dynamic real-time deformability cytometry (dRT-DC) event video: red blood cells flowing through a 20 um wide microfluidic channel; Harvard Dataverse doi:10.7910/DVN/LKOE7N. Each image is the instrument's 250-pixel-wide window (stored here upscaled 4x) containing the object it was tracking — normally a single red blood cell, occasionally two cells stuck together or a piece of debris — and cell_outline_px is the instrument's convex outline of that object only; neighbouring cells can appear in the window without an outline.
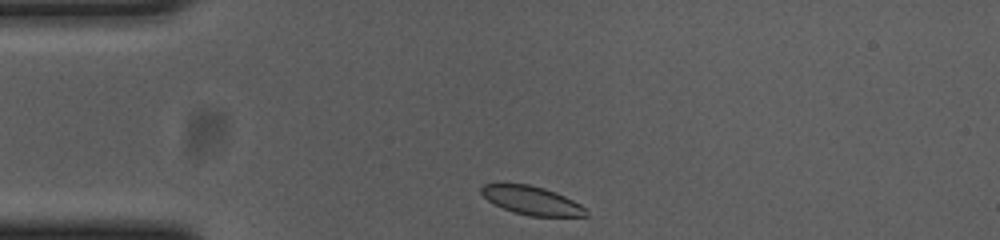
{"species": "common noctule bat (a hibernating species)", "species_latin": "Nyctalus noctula", "temperature_condition": "cold", "stored_images_in_passage": 34, "camera_frame_rate_fps": 3000, "um_per_image_px": 0.085, "animal": {"sex": "female", "body_mass_g": 23.0, "forearm_length_mm": 53.4}, "frame": {"image": 1, "passage_image": 1, "time_ms": 0.0, "image_size_px": [1000, 240], "cell_outline_px": [[588, 216], [528, 216], [512, 212], [488, 200], [480, 192], [480, 188], [484, 184], [528, 184], [544, 188], [564, 196], [580, 204], [588, 212]], "centroid_in_image_um": [45.2, 17.05], "position_along_channel_um": 39.8, "area_um2": 17.17}}
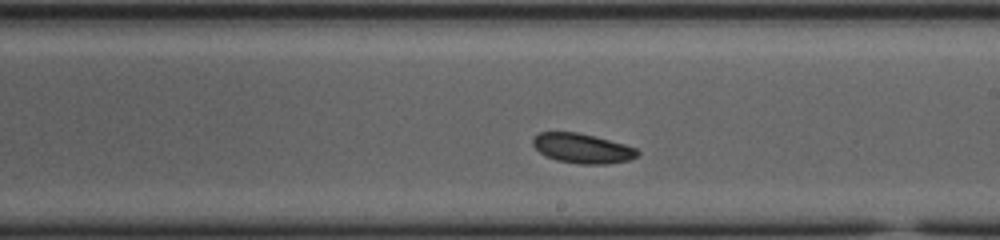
{"frame": {"image": 2, "passage_image": 20, "time_ms": 6.333, "image_size_px": [1000, 240], "cell_outline_px": [[640, 152], [636, 156], [628, 160], [608, 164], [580, 164], [556, 160], [544, 156], [532, 144], [532, 140], [540, 132], [576, 132], [596, 136], [624, 144], [636, 148]], "centroid_in_image_um": [49.49, 12.61], "position_along_channel_um": 239.5, "area_um2": 18.09}}
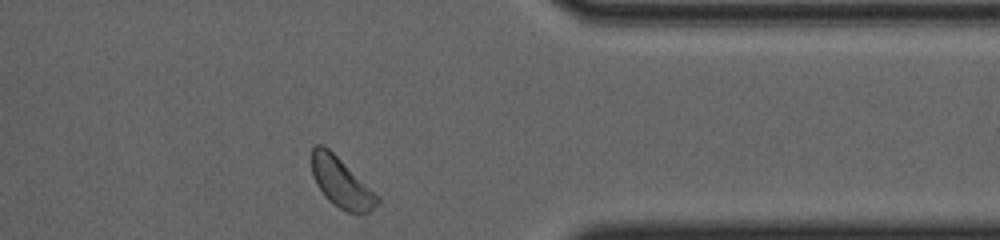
{"frame": {"image": 3, "passage_image": 33, "time_ms": 10.667, "image_size_px": [1000, 240], "cell_outline_px": [[380, 204], [368, 212], [348, 212], [332, 204], [324, 196], [316, 184], [312, 176], [312, 148], [316, 144], [320, 144], [328, 148], [380, 196]], "centroid_in_image_um": [29.01, 15.53], "position_along_channel_um": 382.4, "area_um2": 19.02}, "authors_computed_cell_mechanics": {"area_um2": 18.3515, "velocity_mm_per_s": 3.5971, "shape_relaxation_time_tau1_ms": 5.9189, "shape_relaxation_time_tau2_ms": null, "deformation_change_tau1": 0.1099, "deformation_change_tau2": null}}